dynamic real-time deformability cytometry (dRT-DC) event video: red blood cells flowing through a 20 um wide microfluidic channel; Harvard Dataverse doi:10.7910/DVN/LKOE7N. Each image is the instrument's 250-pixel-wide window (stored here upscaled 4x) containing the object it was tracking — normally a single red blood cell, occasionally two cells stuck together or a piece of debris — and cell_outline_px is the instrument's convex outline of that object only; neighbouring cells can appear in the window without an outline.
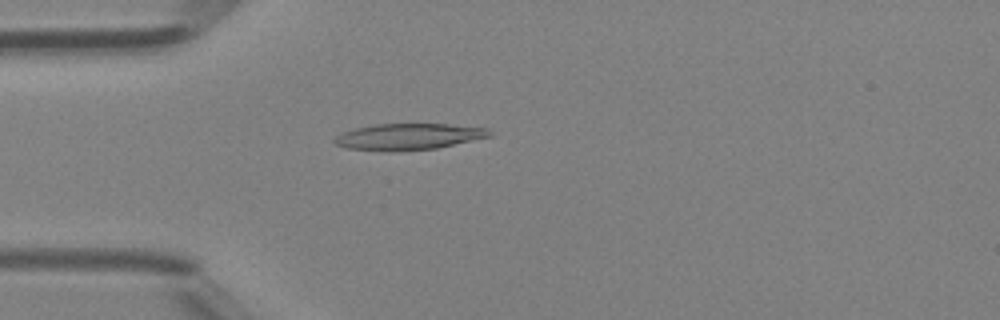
{"species": "Egyptian fruit bat (a non-hibernating species)", "species_latin": "Rousettus aegyptiacus", "temperature_condition": "room temperature", "stored_images_in_passage": 47, "camera_frame_rate_fps": 3000, "um_per_image_px": 0.085, "animal": {"sex": "female"}, "frame": {"image": 1, "passage_image": 13, "time_ms": 4.0, "image_size_px": [1000, 320], "cell_outline_px": [[492, 136], [436, 148], [348, 148], [336, 144], [332, 140], [336, 136], [344, 132], [356, 128], [376, 124], [448, 124], [488, 128], [492, 132]], "centroid_in_image_um": [34.82, 11.55], "position_along_channel_um": 50.2, "area_um2": 22.43}}
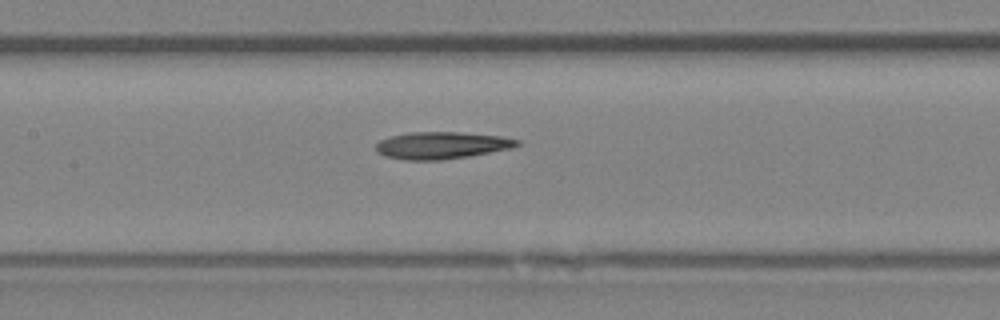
{"frame": {"image": 2, "passage_image": 22, "time_ms": 7.0, "image_size_px": [1000, 320], "cell_outline_px": [[520, 144], [512, 148], [468, 156], [440, 160], [404, 160], [384, 156], [376, 152], [376, 144], [380, 140], [392, 136], [408, 132], [456, 132], [500, 136], [520, 140]], "centroid_in_image_um": [37.51, 12.36], "position_along_channel_um": 169.9, "area_um2": 22.2}}
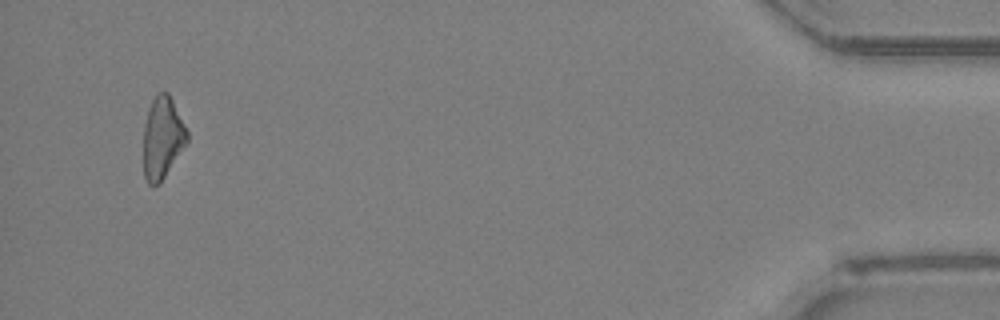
{"frame": {"image": 3, "passage_image": 45, "time_ms": 14.667, "image_size_px": [1000, 320], "cell_outline_px": [[188, 140], [160, 184], [148, 184], [144, 176], [144, 124], [148, 108], [156, 92], [168, 92], [188, 132]], "centroid_in_image_um": [13.79, 11.7], "position_along_channel_um": 421.4, "area_um2": 20.63}, "authors_computed_cell_mechanics": {"area_um2": 21.964, "velocity_mm_per_s": 4.3475, "shape_relaxation_time_tau1_ms": 5.3778, "shape_relaxation_time_tau2_ms": null, "deformation_change_tau1": 0.1592, "deformation_change_tau2": null}}